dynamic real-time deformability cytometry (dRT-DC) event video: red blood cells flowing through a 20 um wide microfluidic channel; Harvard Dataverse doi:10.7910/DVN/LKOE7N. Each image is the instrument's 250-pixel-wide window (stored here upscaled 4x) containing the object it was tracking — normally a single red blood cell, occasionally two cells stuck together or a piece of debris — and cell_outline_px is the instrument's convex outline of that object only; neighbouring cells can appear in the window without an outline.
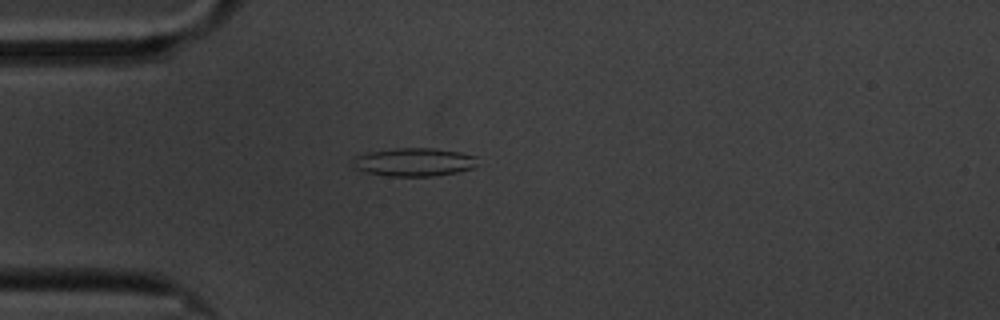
{"species": "common noctule bat (a hibernating species)", "species_latin": "Nyctalus noctula", "temperature_condition": "cold", "stored_images_in_passage": 46, "camera_frame_rate_fps": 3000, "um_per_image_px": 0.085, "animal": {"sex": "male", "body_mass_g": 20.1, "forearm_length_mm": 53.5}, "frame": {"image": 1, "passage_image": 3, "time_ms": 0.667, "image_size_px": [1000, 320], "cell_outline_px": [[476, 164], [472, 168], [456, 172], [432, 176], [388, 176], [364, 172], [352, 168], [352, 160], [356, 156], [368, 152], [396, 148], [436, 148], [460, 152], [476, 156]], "centroid_in_image_um": [35.14, 13.77], "position_along_channel_um": 49.9, "area_um2": 20.63}}
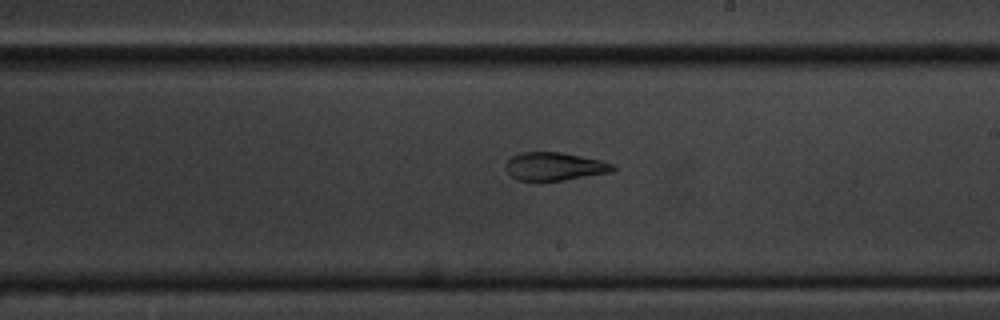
{"frame": {"image": 2, "passage_image": 21, "time_ms": 6.667, "image_size_px": [1000, 320], "cell_outline_px": [[616, 168], [612, 172], [564, 180], [516, 180], [508, 172], [504, 164], [512, 156], [520, 152], [560, 152], [600, 160], [612, 164]], "centroid_in_image_um": [47.12, 14.14], "position_along_channel_um": 241.9, "area_um2": 17.4}}
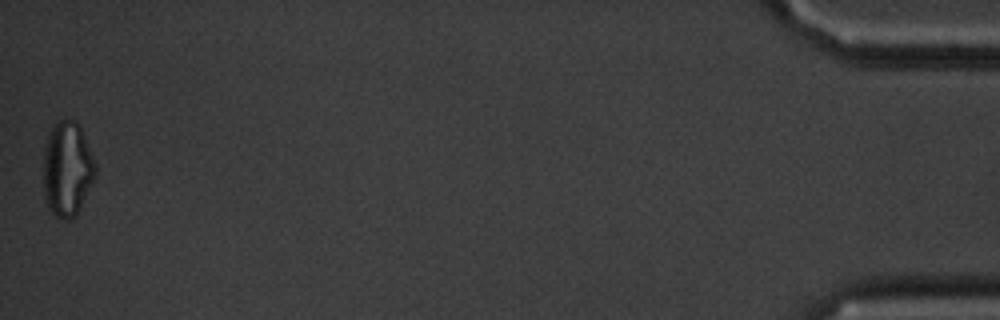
{"frame": {"image": 3, "passage_image": 46, "time_ms": 15.0, "image_size_px": [1000, 320], "cell_outline_px": [[96, 176], [76, 216], [68, 220], [64, 220], [56, 216], [48, 208], [44, 196], [44, 148], [48, 136], [52, 128], [60, 120], [76, 120], [80, 124], [96, 164]], "centroid_in_image_um": [5.73, 14.38], "position_along_channel_um": 429.5, "area_um2": 28.84}, "authors_computed_cell_mechanics": {"area_um2": 18.6983, "velocity_mm_per_s": 3.3752, "shape_relaxation_time_tau1_ms": null, "shape_relaxation_time_tau2_ms": 3.3559, "deformation_change_tau1": null, "deformation_change_tau2": 0.1138}}